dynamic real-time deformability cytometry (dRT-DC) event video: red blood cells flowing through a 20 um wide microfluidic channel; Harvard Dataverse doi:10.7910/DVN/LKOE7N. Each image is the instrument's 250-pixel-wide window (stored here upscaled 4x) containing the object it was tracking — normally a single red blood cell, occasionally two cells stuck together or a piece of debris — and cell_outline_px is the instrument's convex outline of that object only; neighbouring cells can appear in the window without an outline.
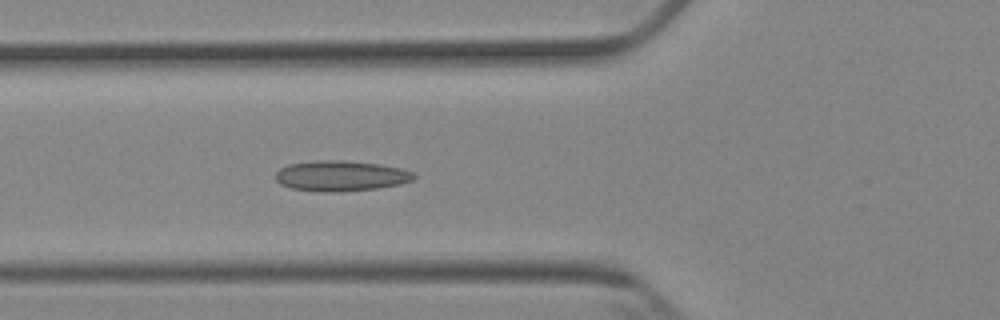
{"species": "Egyptian fruit bat (a non-hibernating species)", "species_latin": "Rousettus aegyptiacus", "temperature_condition": "cold", "stored_images_in_passage": 6, "camera_frame_rate_fps": 3000, "um_per_image_px": 0.085, "animal": {"sex": "female"}, "frame": {"image": 1, "passage_image": 6, "time_ms": 5.667, "image_size_px": [1000, 320], "cell_outline_px": [[416, 176], [412, 180], [400, 184], [376, 188], [340, 192], [324, 192], [292, 188], [280, 184], [276, 180], [276, 172], [280, 168], [288, 164], [316, 160], [344, 160], [380, 164], [400, 168], [412, 172]], "centroid_in_image_um": [28.95, 14.94], "position_along_channel_um": 96.8, "area_um2": 24.57}}